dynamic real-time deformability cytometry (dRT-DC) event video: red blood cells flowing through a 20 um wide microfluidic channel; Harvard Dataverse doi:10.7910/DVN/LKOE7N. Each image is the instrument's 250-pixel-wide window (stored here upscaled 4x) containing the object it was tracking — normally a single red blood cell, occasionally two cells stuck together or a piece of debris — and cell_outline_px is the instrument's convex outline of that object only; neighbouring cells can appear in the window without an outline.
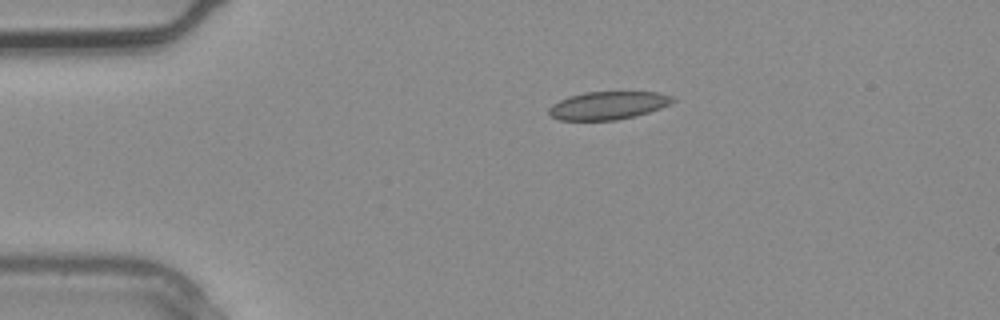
{"species": "common noctule bat (a hibernating species)", "species_latin": "Nyctalus noctula", "temperature_condition": "warm", "stored_images_in_passage": 3, "camera_frame_rate_fps": 3000, "um_per_image_px": 0.085, "animal": {"sex": "male", "body_mass_g": 20.4}, "frame": {"image": 1, "passage_image": 2, "time_ms": 0.333, "image_size_px": [1000, 320], "cell_outline_px": [[676, 100], [660, 108], [636, 116], [616, 120], [560, 120], [548, 116], [548, 108], [552, 104], [568, 96], [584, 92], [656, 92], [672, 96]], "centroid_in_image_um": [51.63, 8.97], "position_along_channel_um": 33.4, "area_um2": 20.23}}